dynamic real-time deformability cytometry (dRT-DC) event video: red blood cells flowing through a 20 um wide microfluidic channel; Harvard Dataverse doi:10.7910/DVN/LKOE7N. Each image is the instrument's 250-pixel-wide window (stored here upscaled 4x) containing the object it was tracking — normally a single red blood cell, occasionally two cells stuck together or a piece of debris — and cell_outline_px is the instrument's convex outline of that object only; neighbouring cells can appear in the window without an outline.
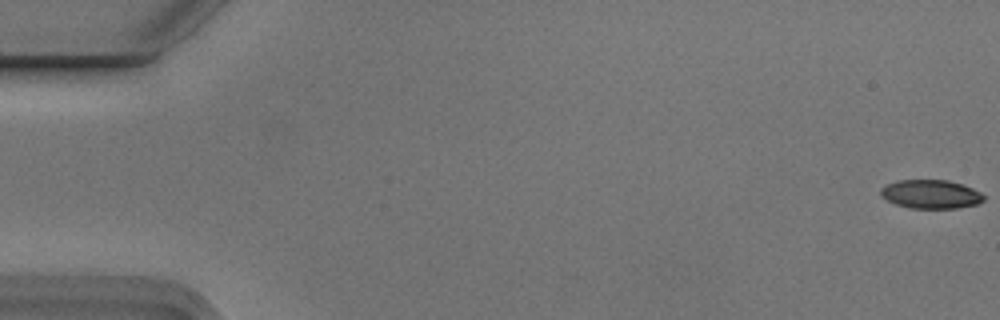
{"species": "Egyptian fruit bat (a non-hibernating species)", "species_latin": "Rousettus aegyptiacus", "temperature_condition": "cold", "stored_images_in_passage": 10, "camera_frame_rate_fps": 3000, "um_per_image_px": 0.085, "animal": {"sex": "male"}, "frame": {"image": 1, "passage_image": 1, "time_ms": 0.0, "image_size_px": [1000, 320], "cell_outline_px": [[984, 200], [976, 204], [956, 208], [908, 208], [896, 204], [880, 196], [880, 188], [896, 180], [948, 180], [972, 188], [980, 192], [984, 196]], "centroid_in_image_um": [79.09, 16.5], "position_along_channel_um": 5.9, "area_um2": 17.17}}
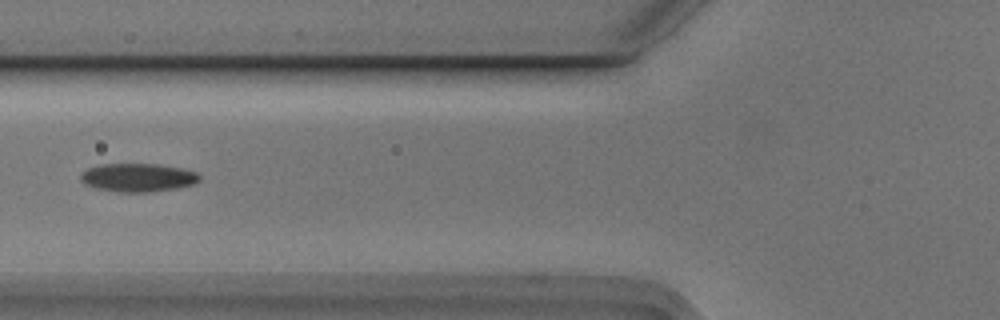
{"frame": {"image": 2, "passage_image": 7, "time_ms": 2.0, "image_size_px": [1000, 320], "cell_outline_px": [[200, 180], [192, 184], [176, 188], [148, 192], [116, 192], [96, 188], [84, 184], [80, 180], [80, 176], [88, 168], [100, 164], [156, 164], [180, 168], [196, 172], [200, 176]], "centroid_in_image_um": [11.69, 15.09], "position_along_channel_um": 114.1, "area_um2": 19.54}}
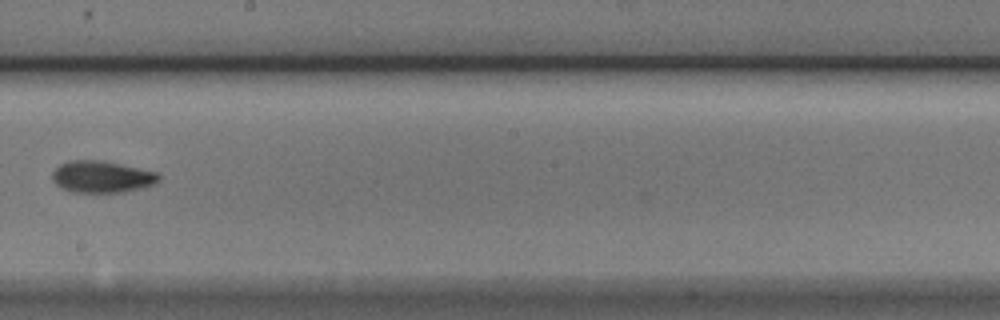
{"frame": {"image": 3, "passage_image": 10, "time_ms": 3.0, "image_size_px": [1000, 320], "cell_outline_px": [[160, 180], [156, 184], [144, 188], [124, 192], [72, 192], [60, 188], [52, 180], [52, 172], [60, 164], [68, 160], [104, 160], [156, 172], [160, 176]], "centroid_in_image_um": [8.66, 15.03], "position_along_channel_um": 239.5, "area_um2": 20.0}}